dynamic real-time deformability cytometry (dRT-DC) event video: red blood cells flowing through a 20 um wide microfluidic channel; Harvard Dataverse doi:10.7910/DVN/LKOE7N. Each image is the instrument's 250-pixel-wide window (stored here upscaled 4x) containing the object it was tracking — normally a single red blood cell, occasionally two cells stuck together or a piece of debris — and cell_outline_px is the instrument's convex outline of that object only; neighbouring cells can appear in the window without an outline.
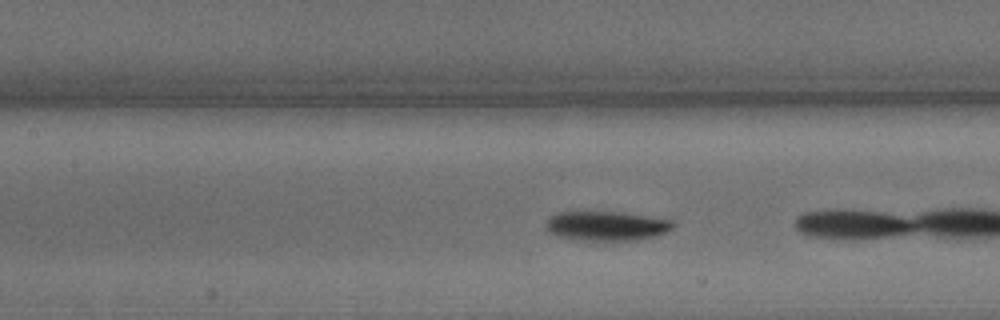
{"species": "common noctule bat (a hibernating species)", "species_latin": "Nyctalus noctula", "temperature_condition": "warm", "stored_images_in_passage": 20, "camera_frame_rate_fps": 3000, "um_per_image_px": 0.085, "animal": {"sex": "male", "body_mass_g": 15.6}, "frame": {"image": 1, "passage_image": 14, "time_ms": 4.333, "image_size_px": [1000, 320], "cell_outline_px": [[676, 224], [672, 228], [656, 236], [640, 240], [580, 240], [560, 236], [548, 232], [548, 216], [556, 212], [620, 212], [672, 220]], "centroid_in_image_um": [51.57, 19.2], "position_along_channel_um": 155.8, "area_um2": 21.62}}
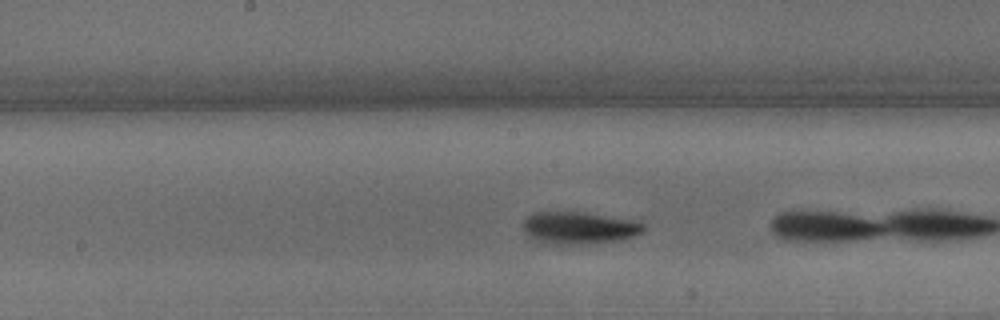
{"frame": {"image": 2, "passage_image": 17, "time_ms": 5.333, "image_size_px": [1000, 320], "cell_outline_px": [[644, 228], [640, 232], [632, 236], [620, 240], [568, 244], [544, 244], [524, 232], [524, 220], [532, 212], [584, 212], [632, 220], [644, 224]], "centroid_in_image_um": [49.17, 19.35], "position_along_channel_um": 199.0, "area_um2": 22.14}}